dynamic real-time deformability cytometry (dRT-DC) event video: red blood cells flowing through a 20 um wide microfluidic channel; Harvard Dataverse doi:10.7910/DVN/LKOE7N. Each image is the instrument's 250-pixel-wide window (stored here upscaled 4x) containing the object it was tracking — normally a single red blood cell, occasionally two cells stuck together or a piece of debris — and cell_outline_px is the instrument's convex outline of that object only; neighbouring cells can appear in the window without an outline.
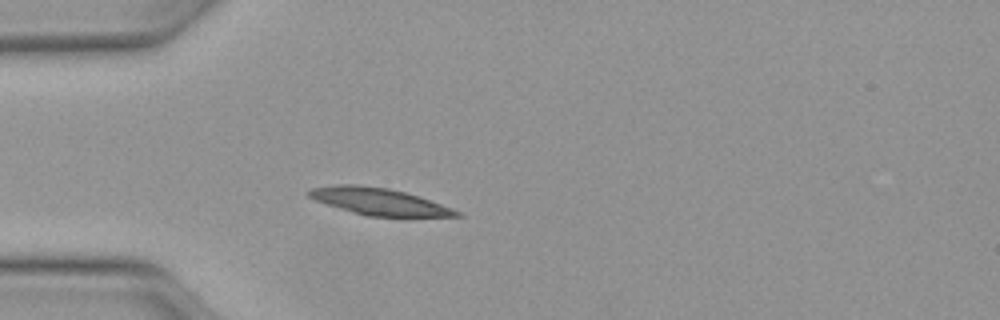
{"species": "Egyptian fruit bat (a non-hibernating species)", "species_latin": "Rousettus aegyptiacus", "temperature_condition": "warm", "stored_images_in_passage": 42, "camera_frame_rate_fps": 3000, "um_per_image_px": 0.085, "animal": {"sex": "female"}, "frame": {"image": 1, "passage_image": 6, "time_ms": 1.667, "image_size_px": [1000, 320], "cell_outline_px": [[464, 216], [404, 220], [368, 216], [328, 204], [316, 200], [308, 196], [304, 192], [308, 188], [340, 184], [356, 184], [388, 188], [404, 192], [452, 208], [460, 212]], "centroid_in_image_um": [32.32, 17.19], "position_along_channel_um": 52.7, "area_um2": 24.04}}
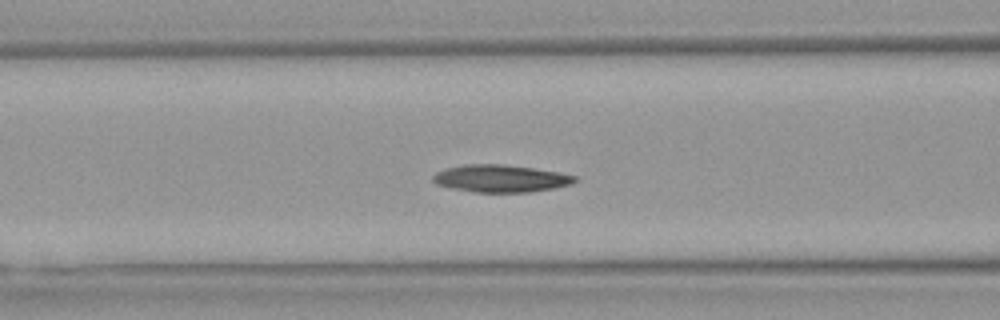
{"frame": {"image": 2, "passage_image": 12, "time_ms": 3.667, "image_size_px": [1000, 320], "cell_outline_px": [[580, 180], [572, 184], [552, 188], [528, 192], [472, 192], [452, 188], [436, 184], [432, 180], [432, 176], [436, 172], [444, 168], [464, 164], [504, 164], [560, 172], [576, 176]], "centroid_in_image_um": [42.55, 15.16], "position_along_channel_um": 124.1, "area_um2": 22.77}}
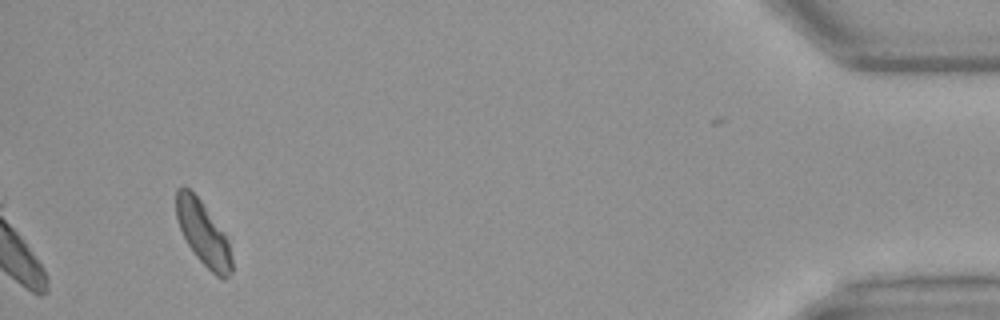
{"frame": {"image": 3, "passage_image": 39, "time_ms": 12.667, "image_size_px": [1000, 320], "cell_outline_px": [[232, 272], [224, 280], [216, 276], [196, 256], [188, 244], [180, 228], [176, 216], [176, 188], [184, 184], [200, 200], [224, 232], [228, 240], [232, 256]], "centroid_in_image_um": [17.28, 19.83], "position_along_channel_um": 417.9, "area_um2": 20.58}, "authors_computed_cell_mechanics": {"area_um2": 22.0507, "velocity_mm_per_s": 4.0821, "shape_relaxation_time_tau1_ms": 3.551, "shape_relaxation_time_tau2_ms": null, "deformation_change_tau1": 0.1278, "deformation_change_tau2": null}}